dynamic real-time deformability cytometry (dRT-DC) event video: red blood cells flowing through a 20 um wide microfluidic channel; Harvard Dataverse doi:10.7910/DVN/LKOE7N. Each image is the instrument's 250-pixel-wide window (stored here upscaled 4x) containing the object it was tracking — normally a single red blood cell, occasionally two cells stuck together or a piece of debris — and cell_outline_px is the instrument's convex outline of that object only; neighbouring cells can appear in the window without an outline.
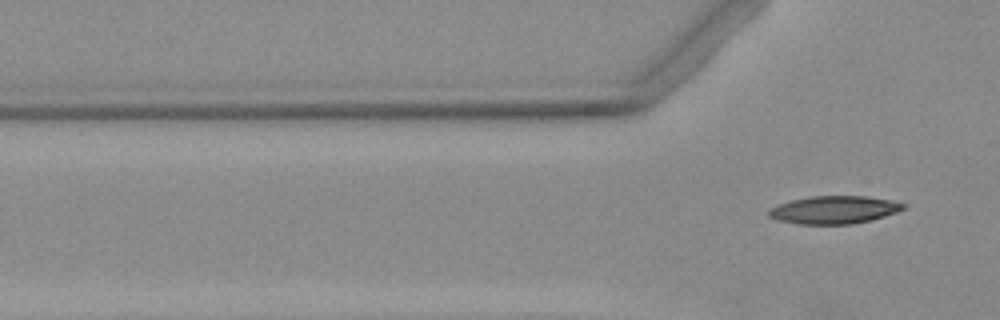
{"species": "Egyptian fruit bat (a non-hibernating species)", "species_latin": "Rousettus aegyptiacus", "temperature_condition": "warm", "stored_images_in_passage": 3, "camera_frame_rate_fps": 3000, "um_per_image_px": 0.085, "animal": {"sex": "female"}, "frame": {"image": 1, "passage_image": 3, "time_ms": 3.333, "image_size_px": [1000, 320], "cell_outline_px": [[904, 208], [896, 212], [884, 216], [852, 224], [800, 224], [776, 220], [768, 216], [768, 208], [776, 204], [808, 196], [868, 196], [888, 200], [904, 204]], "centroid_in_image_um": [70.8, 17.83], "position_along_channel_um": 55.0, "area_um2": 21.73}}